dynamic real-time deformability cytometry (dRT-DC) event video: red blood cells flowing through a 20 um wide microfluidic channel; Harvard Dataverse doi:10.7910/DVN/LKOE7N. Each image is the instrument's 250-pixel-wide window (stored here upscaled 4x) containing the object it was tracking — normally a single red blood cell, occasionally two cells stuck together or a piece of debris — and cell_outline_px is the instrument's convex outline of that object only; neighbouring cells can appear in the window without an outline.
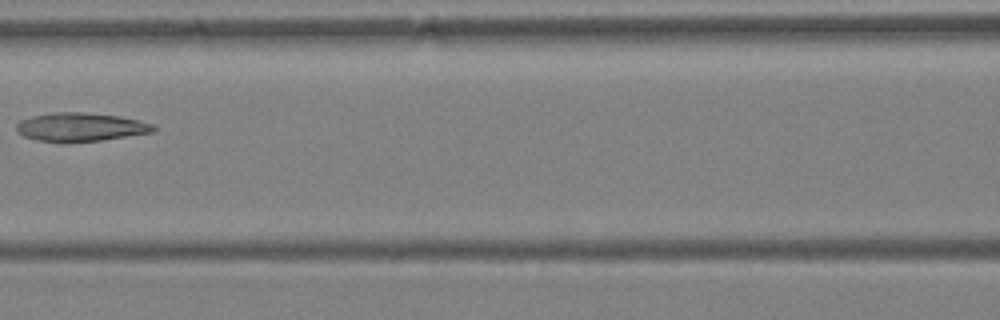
{"species": "Egyptian fruit bat (a non-hibernating species)", "species_latin": "Rousettus aegyptiacus", "temperature_condition": "warm", "stored_images_in_passage": 7, "camera_frame_rate_fps": 3000, "um_per_image_px": 0.085, "animal": {"sex": "female"}, "frame": {"image": 1, "passage_image": 7, "time_ms": 2.0, "image_size_px": [1000, 320], "cell_outline_px": [[156, 132], [100, 140], [68, 144], [60, 144], [36, 140], [24, 136], [16, 128], [16, 124], [20, 120], [32, 116], [52, 112], [84, 112], [120, 116], [152, 124], [156, 128]], "centroid_in_image_um": [6.82, 10.82], "position_along_channel_um": 159.8, "area_um2": 23.24}}